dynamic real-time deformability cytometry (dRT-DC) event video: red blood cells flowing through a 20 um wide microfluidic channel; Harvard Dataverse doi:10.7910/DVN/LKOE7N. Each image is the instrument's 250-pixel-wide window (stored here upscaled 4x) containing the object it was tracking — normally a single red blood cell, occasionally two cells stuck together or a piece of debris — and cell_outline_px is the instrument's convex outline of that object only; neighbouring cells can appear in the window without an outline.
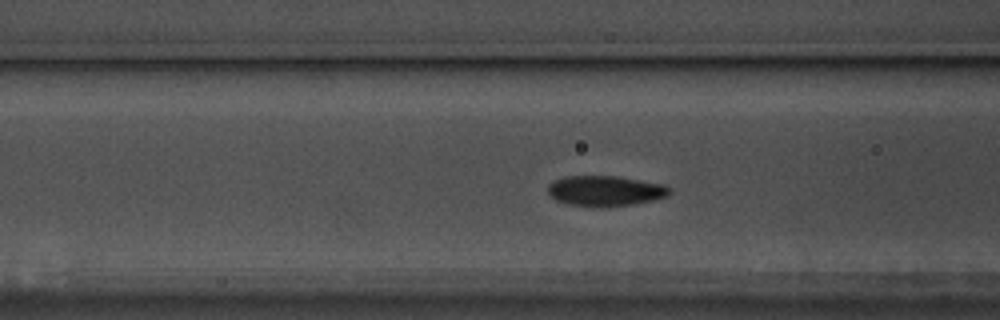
{"species": "common noctule bat (a hibernating species)", "species_latin": "Nyctalus noctula", "temperature_condition": "warm", "stored_images_in_passage": 56, "segment_of_instrument_passage": [1, 2], "camera_frame_rate_fps": 3000, "um_per_image_px": 0.085, "animal": {"sex": "male", "body_mass_g": 17.5, "forearm_length_mm": 52.3}, "frame": {"image": 1, "passage_image": 20, "time_ms": 6.333, "image_size_px": [1000, 320], "cell_outline_px": [[672, 192], [668, 196], [652, 200], [632, 204], [604, 208], [592, 208], [568, 204], [556, 200], [548, 192], [548, 184], [564, 176], [616, 176], [664, 184], [672, 188]], "centroid_in_image_um": [51.46, 16.24], "position_along_channel_um": 115.1, "area_um2": 21.85}}
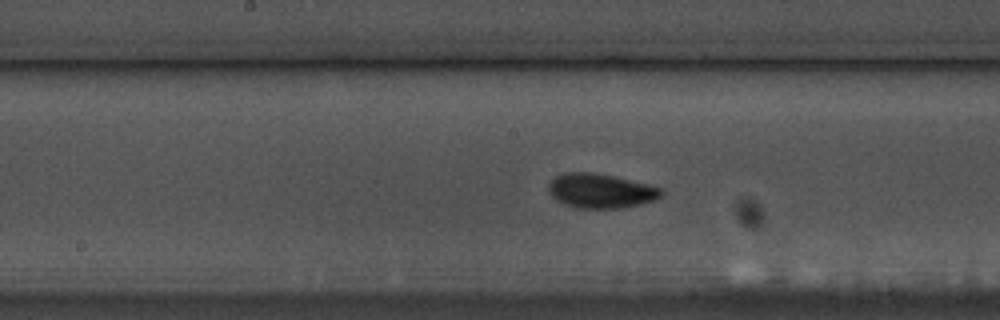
{"frame": {"image": 2, "passage_image": 27, "time_ms": 8.667, "image_size_px": [1000, 320], "cell_outline_px": [[664, 196], [640, 204], [620, 208], [576, 208], [564, 204], [556, 200], [548, 192], [548, 184], [556, 176], [564, 172], [592, 172], [612, 176], [648, 184], [660, 188], [664, 192]], "centroid_in_image_um": [51.03, 16.22], "position_along_channel_um": 197.2, "area_um2": 22.6}}
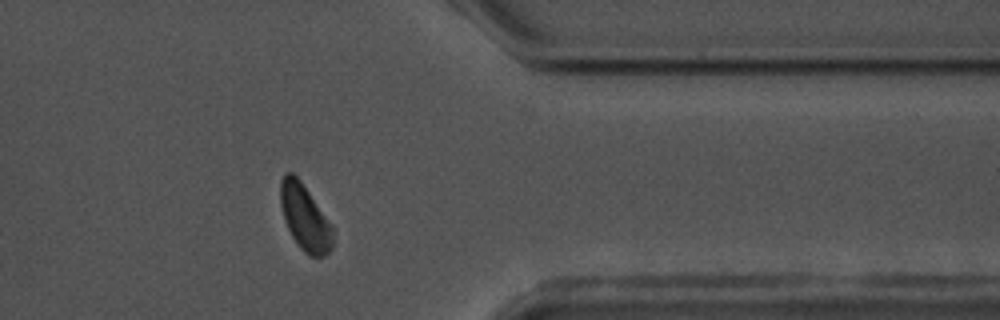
{"frame": {"image": 3, "passage_image": 44, "time_ms": 14.333, "image_size_px": [1000, 320], "cell_outline_px": [[332, 248], [324, 256], [308, 256], [300, 248], [292, 236], [288, 228], [280, 204], [280, 180], [284, 172], [292, 172], [300, 180], [332, 224]], "centroid_in_image_um": [25.9, 18.47], "position_along_channel_um": 385.5, "area_um2": 20.0}}